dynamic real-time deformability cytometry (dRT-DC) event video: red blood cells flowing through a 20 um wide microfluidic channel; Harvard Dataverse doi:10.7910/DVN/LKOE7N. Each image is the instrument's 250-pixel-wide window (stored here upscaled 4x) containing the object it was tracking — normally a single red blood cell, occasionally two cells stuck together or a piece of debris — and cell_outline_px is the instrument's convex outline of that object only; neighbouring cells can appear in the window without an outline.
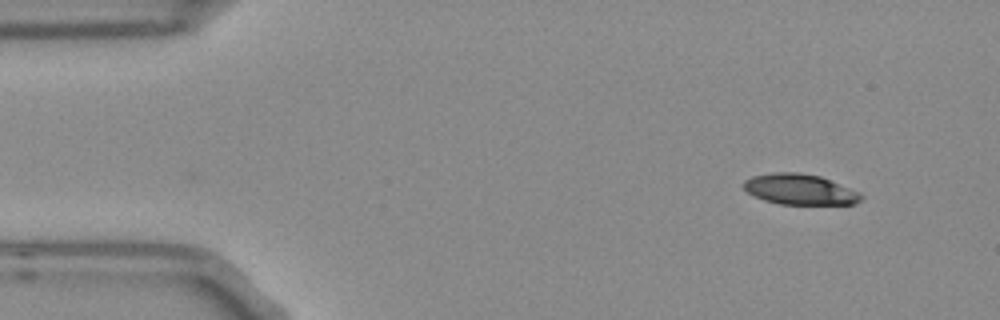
{"species": "Egyptian fruit bat (a non-hibernating species)", "species_latin": "Rousettus aegyptiacus", "temperature_condition": "room temperature", "stored_images_in_passage": 3, "camera_frame_rate_fps": 3000, "um_per_image_px": 0.085, "frame": {"image": 1, "passage_image": 3, "time_ms": 0.667, "image_size_px": [1000, 320], "cell_outline_px": [[864, 196], [856, 204], [780, 204], [764, 200], [748, 192], [744, 188], [744, 180], [752, 176], [772, 172], [800, 172], [820, 176], [848, 188]], "centroid_in_image_um": [67.95, 16.09], "position_along_channel_um": 17.0, "area_um2": 20.69}}